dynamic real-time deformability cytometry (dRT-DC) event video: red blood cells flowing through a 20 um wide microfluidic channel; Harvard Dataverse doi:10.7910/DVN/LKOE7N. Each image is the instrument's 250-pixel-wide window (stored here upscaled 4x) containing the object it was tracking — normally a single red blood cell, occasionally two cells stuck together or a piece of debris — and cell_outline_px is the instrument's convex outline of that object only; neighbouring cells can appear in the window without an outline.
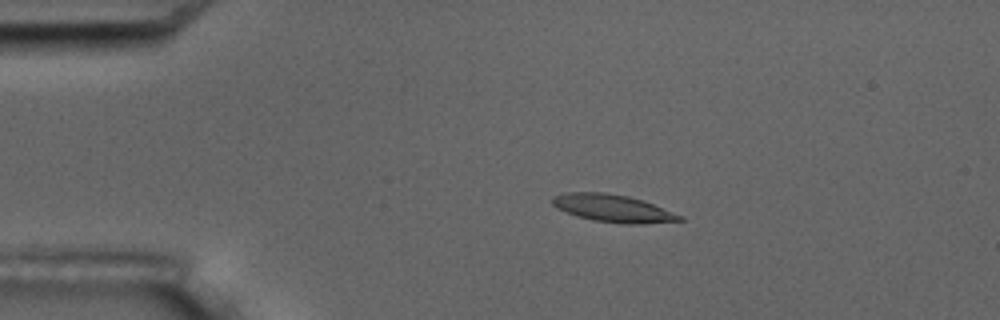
{"species": "common noctule bat (a hibernating species)", "species_latin": "Nyctalus noctula", "temperature_condition": "room temperature", "stored_images_in_passage": 7, "camera_frame_rate_fps": 3000, "um_per_image_px": 0.085, "animal": {"sex": "male", "body_mass_g": 17.5, "forearm_length_mm": 52.3}, "frame": {"image": 1, "passage_image": 2, "time_ms": 1.333, "image_size_px": [1000, 320], "cell_outline_px": [[684, 220], [644, 224], [624, 224], [592, 220], [576, 216], [556, 208], [552, 204], [552, 196], [564, 192], [604, 192], [628, 196], [652, 204], [684, 216]], "centroid_in_image_um": [52.06, 17.71], "position_along_channel_um": 32.9, "area_um2": 20.46}}
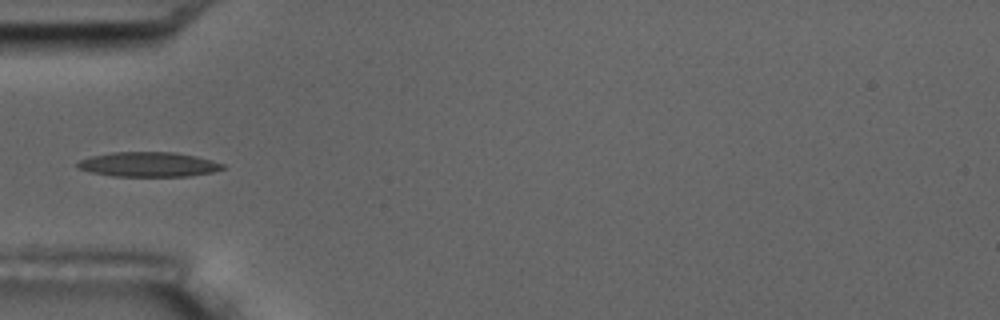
{"frame": {"image": 2, "passage_image": 4, "time_ms": 3.667, "image_size_px": [1000, 320], "cell_outline_px": [[224, 168], [212, 172], [188, 176], [112, 176], [92, 172], [76, 168], [76, 164], [80, 160], [92, 156], [112, 152], [176, 152], [196, 156], [212, 160], [224, 164]], "centroid_in_image_um": [12.62, 13.97], "position_along_channel_um": 72.4, "area_um2": 20.87}}
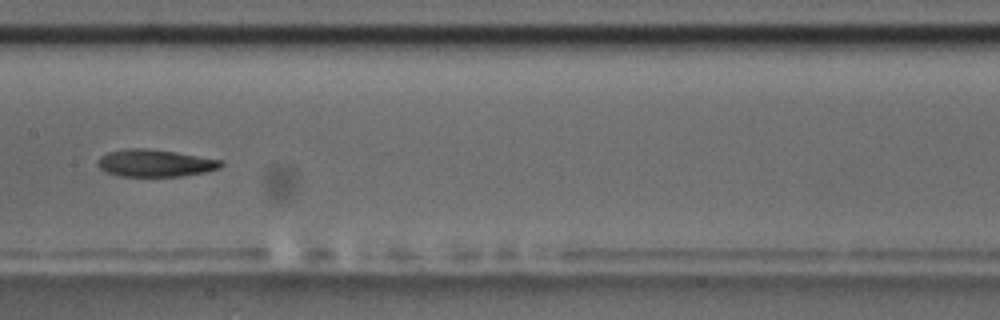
{"frame": {"image": 3, "passage_image": 7, "time_ms": 7.0, "image_size_px": [1000, 320], "cell_outline_px": [[224, 164], [220, 168], [204, 172], [184, 176], [116, 176], [100, 168], [96, 164], [100, 156], [108, 152], [128, 148], [144, 148], [172, 152], [224, 160]], "centroid_in_image_um": [13.18, 13.87], "position_along_channel_um": 194.2, "area_um2": 19.48}}